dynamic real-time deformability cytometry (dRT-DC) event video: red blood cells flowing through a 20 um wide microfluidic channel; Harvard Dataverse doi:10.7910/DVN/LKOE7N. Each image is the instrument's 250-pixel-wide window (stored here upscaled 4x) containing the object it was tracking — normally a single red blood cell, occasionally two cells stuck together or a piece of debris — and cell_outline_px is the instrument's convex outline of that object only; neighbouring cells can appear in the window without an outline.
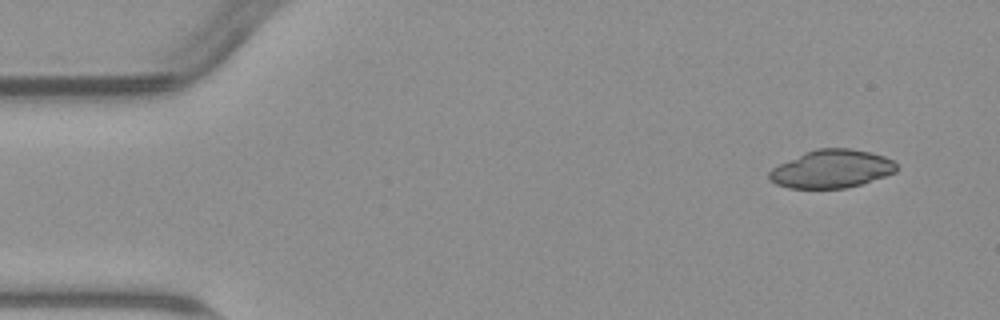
{"species": "common noctule bat (a hibernating species)", "species_latin": "Nyctalus noctula", "temperature_condition": "warm", "stored_images_in_passage": 4, "camera_frame_rate_fps": 3000, "um_per_image_px": 0.085, "animal": {"sex": "male", "body_mass_g": 23.1, "forearm_length_mm": 52.7}, "frame": {"image": 1, "passage_image": 1, "time_ms": 0.0, "image_size_px": [1000, 320], "cell_outline_px": [[896, 172], [860, 184], [844, 188], [788, 188], [776, 184], [768, 180], [768, 172], [772, 168], [804, 152], [816, 148], [852, 148], [872, 152], [884, 156], [892, 160], [896, 164]], "centroid_in_image_um": [70.66, 14.35], "position_along_channel_um": 14.3, "area_um2": 28.26}}